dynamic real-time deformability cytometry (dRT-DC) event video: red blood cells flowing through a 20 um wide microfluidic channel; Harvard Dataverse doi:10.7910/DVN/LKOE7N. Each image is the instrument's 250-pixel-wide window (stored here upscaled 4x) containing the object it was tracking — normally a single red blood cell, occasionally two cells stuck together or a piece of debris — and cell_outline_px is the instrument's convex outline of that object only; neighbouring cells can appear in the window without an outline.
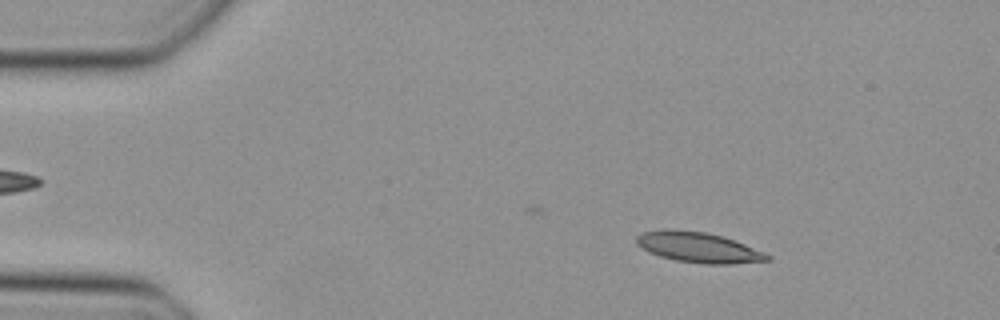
{"species": "Egyptian fruit bat (a non-hibernating species)", "species_latin": "Rousettus aegyptiacus", "temperature_condition": "cold", "stored_images_in_passage": 40, "camera_frame_rate_fps": 3000, "um_per_image_px": 0.085, "animal": {"sex": "female"}, "frame": {"image": 1, "passage_image": 7, "time_ms": 2.0, "image_size_px": [1000, 320], "cell_outline_px": [[772, 260], [732, 264], [704, 264], [676, 260], [660, 256], [648, 252], [636, 244], [636, 236], [640, 232], [664, 228], [672, 228], [704, 232], [724, 236], [764, 252], [772, 256]], "centroid_in_image_um": [59.34, 21.01], "position_along_channel_um": 25.7, "area_um2": 23.47}}
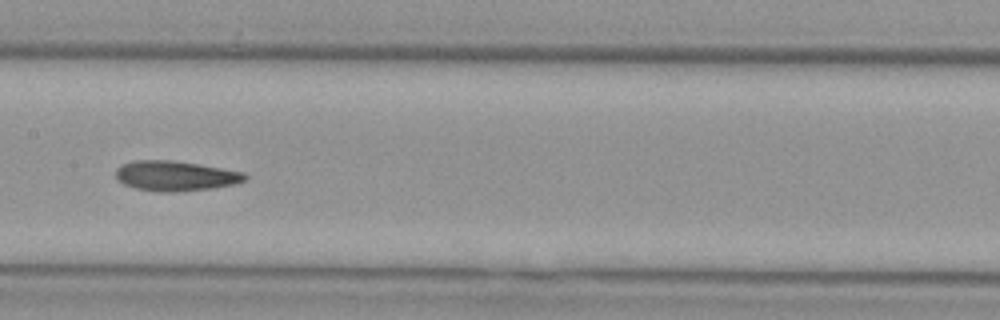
{"frame": {"image": 2, "passage_image": 24, "time_ms": 7.667, "image_size_px": [1000, 320], "cell_outline_px": [[248, 176], [244, 180], [232, 184], [212, 188], [172, 192], [160, 192], [136, 188], [124, 184], [116, 180], [116, 168], [120, 164], [136, 160], [168, 160], [196, 164], [244, 172]], "centroid_in_image_um": [14.85, 14.95], "position_along_channel_um": 192.6, "area_um2": 22.37}}
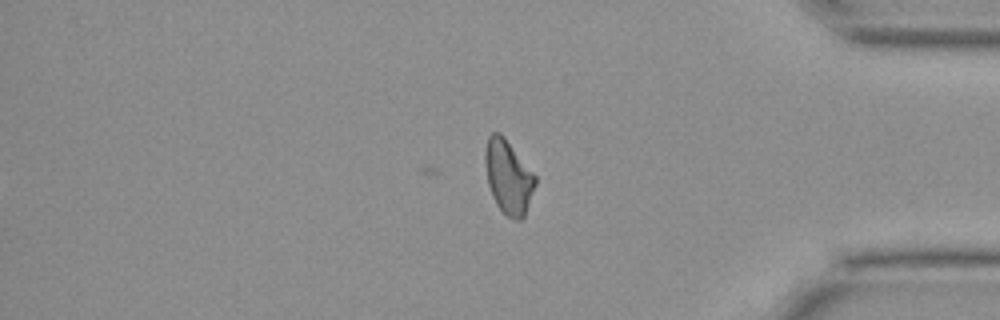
{"frame": {"image": 3, "passage_image": 40, "time_ms": 13.0, "image_size_px": [1000, 320], "cell_outline_px": [[536, 184], [524, 216], [520, 220], [516, 220], [508, 216], [496, 204], [492, 196], [488, 184], [484, 160], [484, 152], [488, 136], [492, 132], [500, 132], [504, 136], [536, 176]], "centroid_in_image_um": [43.19, 15.01], "position_along_channel_um": 392.0, "area_um2": 21.44}}